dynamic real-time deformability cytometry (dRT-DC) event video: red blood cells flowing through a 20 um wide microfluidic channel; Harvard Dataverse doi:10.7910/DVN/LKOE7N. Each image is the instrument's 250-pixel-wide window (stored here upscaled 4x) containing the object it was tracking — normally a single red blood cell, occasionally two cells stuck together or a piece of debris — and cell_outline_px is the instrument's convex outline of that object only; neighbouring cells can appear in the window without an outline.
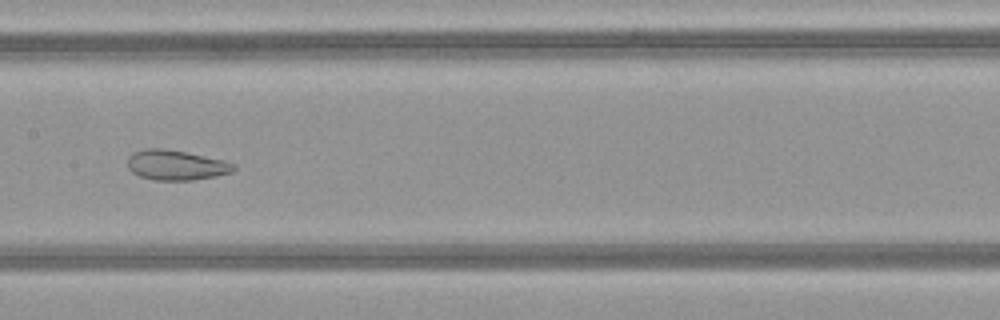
{"species": "common noctule bat (a hibernating species)", "species_latin": "Nyctalus noctula", "temperature_condition": "warm", "stored_images_in_passage": 51, "camera_frame_rate_fps": 3000, "um_per_image_px": 0.085, "animal": {"sex": "female", "body_mass_g": 21.9}, "frame": {"image": 1, "passage_image": 26, "time_ms": 8.333, "image_size_px": [1000, 320], "cell_outline_px": [[236, 168], [232, 172], [216, 176], [192, 180], [152, 180], [140, 176], [132, 172], [128, 168], [128, 156], [132, 152], [144, 148], [164, 148], [224, 160], [236, 164]], "centroid_in_image_um": [14.95, 14.03], "position_along_channel_um": 192.5, "area_um2": 18.67}}
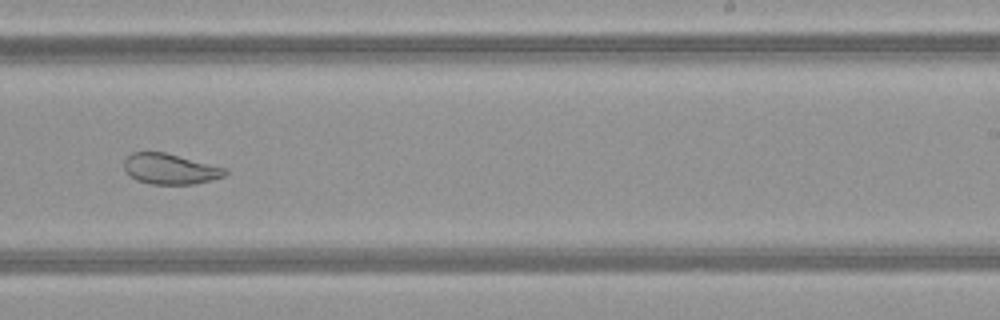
{"frame": {"image": 2, "passage_image": 32, "time_ms": 10.333, "image_size_px": [1000, 320], "cell_outline_px": [[228, 172], [224, 176], [212, 180], [192, 184], [152, 184], [136, 180], [124, 168], [124, 160], [132, 152], [164, 152], [228, 168]], "centroid_in_image_um": [14.49, 14.36], "position_along_channel_um": 274.5, "area_um2": 17.92}}
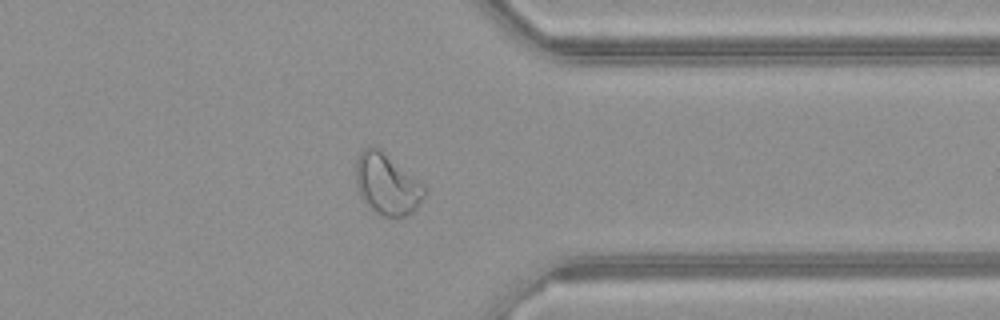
{"frame": {"image": 3, "passage_image": 40, "time_ms": 13.0, "image_size_px": [1000, 320], "cell_outline_px": [[428, 192], [416, 208], [412, 212], [404, 216], [384, 216], [376, 212], [360, 196], [356, 184], [356, 160], [360, 152], [368, 144], [372, 144], [380, 148], [424, 184]], "centroid_in_image_um": [32.9, 15.61], "position_along_channel_um": 378.5, "area_um2": 24.57}, "authors_computed_cell_mechanics": {"area_um2": 27.166, "velocity_mm_per_s": 4.1247, "shape_relaxation_time_tau1_ms": null, "shape_relaxation_time_tau2_ms": 1.2689, "deformation_change_tau1": null, "deformation_change_tau2": 0.0779}}